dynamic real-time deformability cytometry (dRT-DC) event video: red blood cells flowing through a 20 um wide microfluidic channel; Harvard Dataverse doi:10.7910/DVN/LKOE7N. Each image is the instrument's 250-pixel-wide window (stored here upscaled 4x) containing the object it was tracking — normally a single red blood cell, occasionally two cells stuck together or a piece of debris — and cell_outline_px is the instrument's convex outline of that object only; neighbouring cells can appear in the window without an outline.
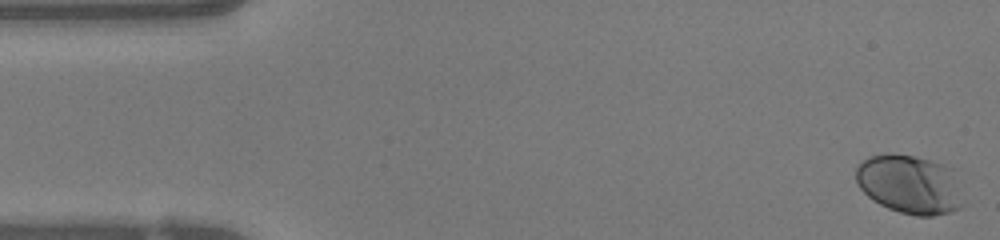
{"species": "human", "species_latin": "Homo sapiens", "temperature_condition": "warm", "stored_images_in_passage": 50, "camera_frame_rate_fps": 3000, "um_per_image_px": 0.085, "donor": {"sex": "female"}, "frame": {"image": 1, "passage_image": 1, "time_ms": 0.0, "image_size_px": [1000, 240], "cell_outline_px": [[960, 208], [948, 212], [932, 216], [916, 216], [900, 212], [888, 208], [872, 200], [860, 188], [856, 180], [856, 168], [864, 160], [872, 156], [916, 156], [944, 164], [960, 204]], "centroid_in_image_um": [77.18, 15.71], "position_along_channel_um": 7.8, "area_um2": 34.74}}
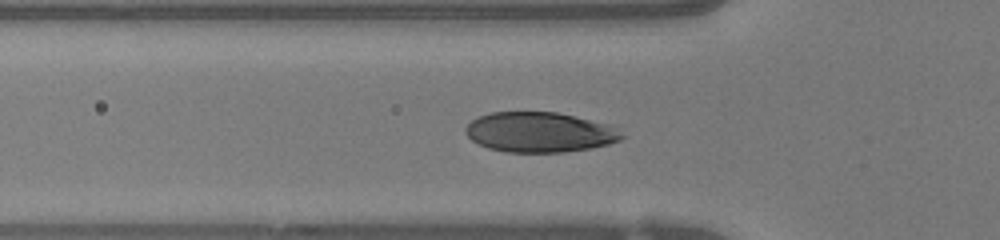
{"frame": {"image": 2, "passage_image": 16, "time_ms": 5.0, "image_size_px": [1000, 240], "cell_outline_px": [[624, 136], [620, 140], [608, 144], [592, 148], [564, 152], [504, 152], [488, 148], [472, 140], [464, 132], [464, 128], [472, 120], [480, 116], [492, 112], [556, 112], [608, 124], [616, 128]], "centroid_in_image_um": [45.85, 11.24], "position_along_channel_um": 79.9, "area_um2": 36.36}}
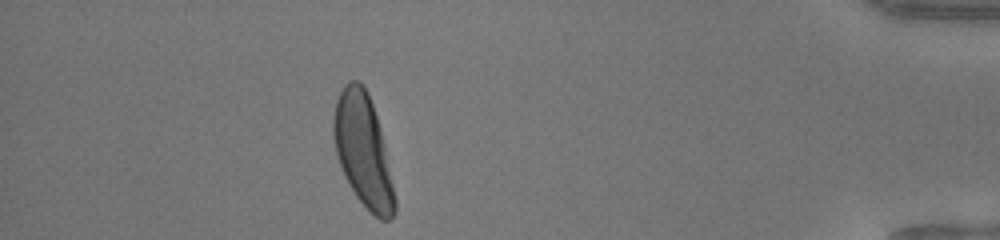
{"frame": {"image": 3, "passage_image": 44, "time_ms": 14.333, "image_size_px": [1000, 240], "cell_outline_px": [[396, 212], [388, 220], [380, 220], [356, 196], [348, 184], [344, 176], [336, 152], [332, 132], [332, 120], [336, 100], [344, 84], [348, 80], [360, 80], [364, 84], [368, 92], [380, 128], [384, 144], [396, 200]], "centroid_in_image_um": [30.84, 12.75], "position_along_channel_um": 404.4, "area_um2": 39.94}, "authors_computed_cell_mechanics": {"area_um2": 37.9457, "velocity_mm_per_s": 4.0623, "shape_relaxation_time_tau1_ms": 2.0826, "shape_relaxation_time_tau2_ms": null, "deformation_change_tau1": 0.1602, "deformation_change_tau2": null}}